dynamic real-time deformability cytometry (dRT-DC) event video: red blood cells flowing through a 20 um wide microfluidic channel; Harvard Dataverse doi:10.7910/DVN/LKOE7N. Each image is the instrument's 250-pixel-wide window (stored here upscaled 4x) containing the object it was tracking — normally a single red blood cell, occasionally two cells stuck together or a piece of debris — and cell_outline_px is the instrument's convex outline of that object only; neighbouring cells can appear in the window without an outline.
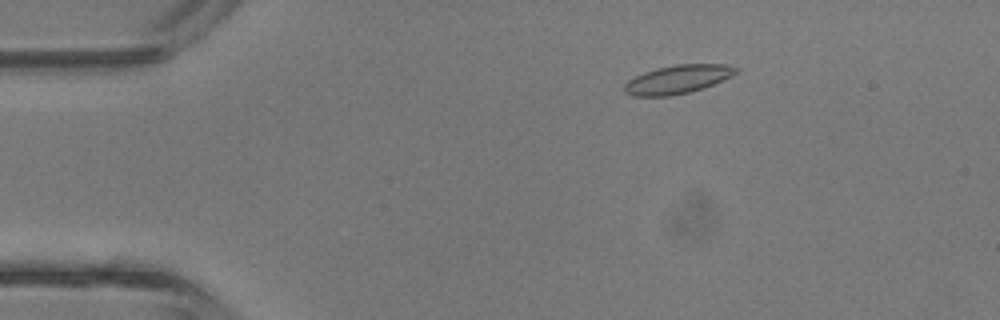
{"species": "common noctule bat (a hibernating species)", "species_latin": "Nyctalus noctula", "temperature_condition": "room temperature", "stored_images_in_passage": 4, "camera_frame_rate_fps": 3000, "um_per_image_px": 0.085, "animal": {"sex": "male", "body_mass_g": 13.3}, "frame": {"image": 1, "passage_image": 4, "time_ms": 1.0, "image_size_px": [1000, 320], "cell_outline_px": [[740, 68], [732, 76], [704, 88], [672, 96], [632, 96], [624, 92], [624, 84], [628, 80], [644, 72], [656, 68], [676, 64], [728, 64]], "centroid_in_image_um": [57.61, 6.74], "position_along_channel_um": 27.4, "area_um2": 18.67}}